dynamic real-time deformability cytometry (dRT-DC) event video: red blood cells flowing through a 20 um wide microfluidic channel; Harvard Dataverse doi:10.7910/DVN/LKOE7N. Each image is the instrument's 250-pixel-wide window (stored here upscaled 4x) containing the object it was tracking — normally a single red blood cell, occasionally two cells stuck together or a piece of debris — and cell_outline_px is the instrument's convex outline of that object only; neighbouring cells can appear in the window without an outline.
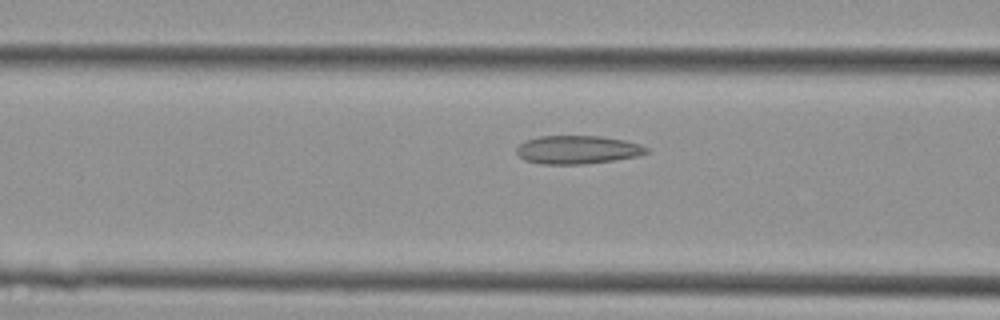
{"species": "Egyptian fruit bat (a non-hibernating species)", "species_latin": "Rousettus aegyptiacus", "temperature_condition": "cold", "stored_images_in_passage": 13, "camera_frame_rate_fps": 3000, "um_per_image_px": 0.085, "animal": {"sex": "female"}, "frame": {"image": 1, "passage_image": 11, "time_ms": 3.333, "image_size_px": [1000, 320], "cell_outline_px": [[648, 152], [640, 156], [584, 164], [540, 164], [524, 160], [516, 152], [516, 148], [524, 140], [540, 136], [604, 136], [624, 140], [640, 144], [648, 148]], "centroid_in_image_um": [49.08, 12.72], "position_along_channel_um": 117.5, "area_um2": 21.56}}